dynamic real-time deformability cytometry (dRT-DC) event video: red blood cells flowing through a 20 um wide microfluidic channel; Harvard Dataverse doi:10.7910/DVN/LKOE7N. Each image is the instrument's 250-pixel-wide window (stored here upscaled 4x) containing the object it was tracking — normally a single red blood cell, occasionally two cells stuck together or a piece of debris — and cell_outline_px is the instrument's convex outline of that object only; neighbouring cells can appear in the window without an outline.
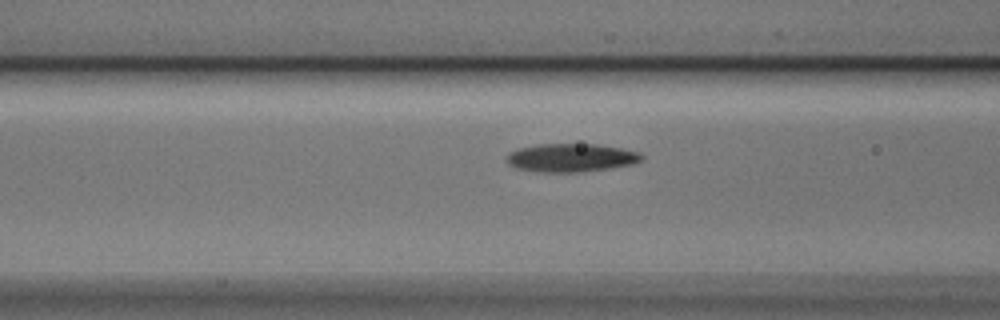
{"species": "Egyptian fruit bat (a non-hibernating species)", "species_latin": "Rousettus aegyptiacus", "temperature_condition": "cold", "stored_images_in_passage": 17, "camera_frame_rate_fps": 3000, "um_per_image_px": 0.085, "animal": {"sex": "male"}, "frame": {"image": 1, "passage_image": 15, "time_ms": 4.667, "image_size_px": [1000, 320], "cell_outline_px": [[644, 160], [632, 164], [612, 168], [580, 172], [540, 172], [516, 168], [508, 164], [508, 152], [520, 148], [536, 144], [596, 144], [620, 148], [640, 152], [644, 156]], "centroid_in_image_um": [48.57, 13.41], "position_along_channel_um": 118.0, "area_um2": 22.37}}